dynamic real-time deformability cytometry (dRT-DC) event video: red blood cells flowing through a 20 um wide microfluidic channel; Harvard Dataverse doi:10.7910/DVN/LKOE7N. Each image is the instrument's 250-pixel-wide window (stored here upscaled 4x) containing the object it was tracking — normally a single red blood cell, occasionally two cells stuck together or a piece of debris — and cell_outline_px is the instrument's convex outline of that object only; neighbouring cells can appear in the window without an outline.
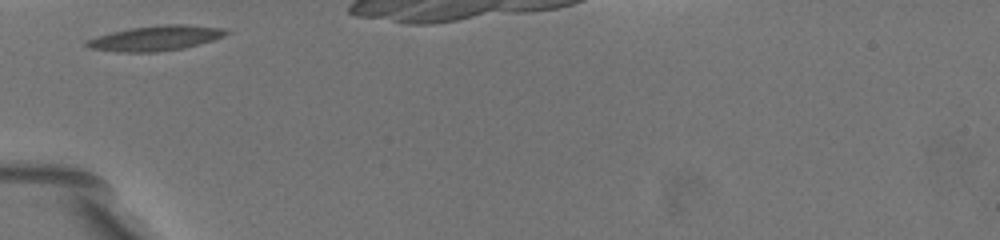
{"species": "common noctule bat (a hibernating species)", "species_latin": "Nyctalus noctula", "temperature_condition": "warm", "stored_images_in_passage": 25, "camera_frame_rate_fps": 3000, "um_per_image_px": 0.085, "animal": {"sex": "female", "body_mass_g": 19.5, "forearm_length_mm": 54.1}, "frame": {"image": 1, "passage_image": 1, "time_ms": 0.0, "image_size_px": [1000, 240], "cell_outline_px": [[228, 32], [224, 36], [212, 40], [184, 48], [156, 52], [120, 52], [92, 48], [84, 44], [88, 40], [112, 32], [132, 28], [164, 24], [188, 24], [224, 28]], "centroid_in_image_um": [13.28, 3.24], "position_along_channel_um": 71.7, "area_um2": 20.0}}
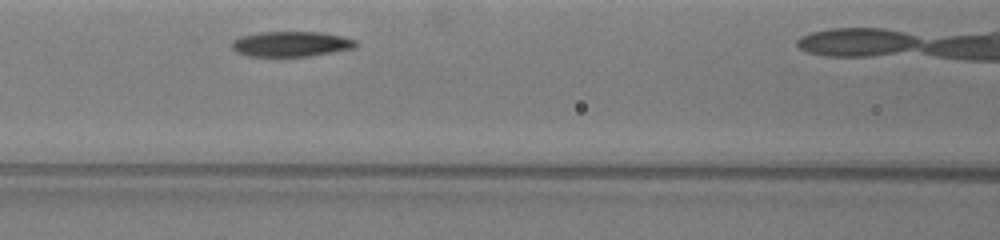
{"frame": {"image": 2, "passage_image": 9, "time_ms": 2.0, "image_size_px": [1000, 240], "cell_outline_px": [[360, 44], [352, 48], [332, 52], [308, 56], [248, 56], [236, 52], [232, 48], [232, 40], [240, 36], [260, 32], [320, 32], [340, 36], [356, 40]], "centroid_in_image_um": [24.71, 3.73], "position_along_channel_um": 141.9, "area_um2": 18.15}}
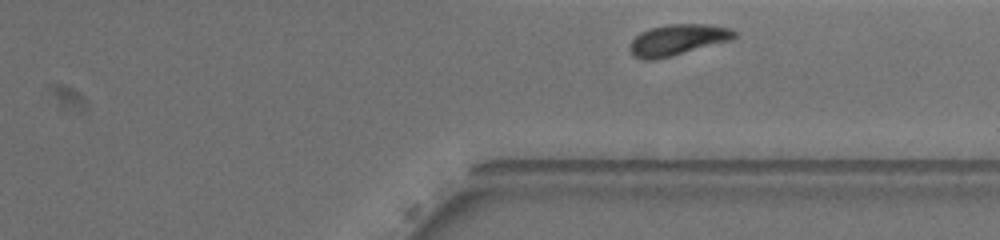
{"frame": {"image": 3, "passage_image": 22, "time_ms": 8.0, "image_size_px": [1000, 240], "cell_outline_px": [[736, 36], [732, 40], [672, 56], [656, 60], [644, 60], [636, 56], [628, 48], [632, 40], [640, 32], [648, 28], [668, 24], [704, 24], [728, 28], [736, 32]], "centroid_in_image_um": [57.58, 3.39], "position_along_channel_um": 353.8, "area_um2": 18.84}, "authors_computed_cell_mechanics": {"area_um2": 18.8428, "velocity_mm_per_s": 3.5437, "shape_relaxation_time_tau1_ms": 5.1741, "shape_relaxation_time_tau2_ms": 4.4452, "deformation_change_tau1": 0.1707, "deformation_change_tau2": 0.127}}